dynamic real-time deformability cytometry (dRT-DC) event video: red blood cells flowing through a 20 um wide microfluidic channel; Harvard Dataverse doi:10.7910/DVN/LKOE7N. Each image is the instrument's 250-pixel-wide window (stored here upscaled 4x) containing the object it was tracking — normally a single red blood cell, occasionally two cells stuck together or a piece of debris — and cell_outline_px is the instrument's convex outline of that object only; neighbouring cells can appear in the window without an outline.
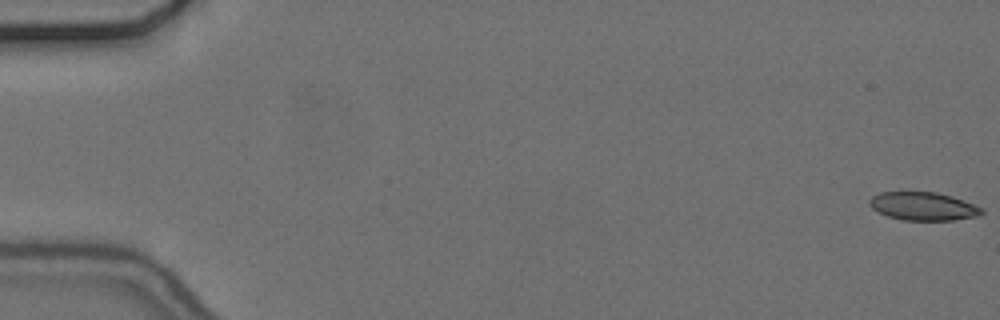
{"species": "common noctule bat (a hibernating species)", "species_latin": "Nyctalus noctula", "temperature_condition": "cold", "stored_images_in_passage": 56, "camera_frame_rate_fps": 3000, "um_per_image_px": 0.085, "animal": {"sex": "female", "body_mass_g": 24.6, "forearm_length_mm": 56.2}, "frame": {"image": 1, "passage_image": 1, "time_ms": 0.0, "image_size_px": [1000, 320], "cell_outline_px": [[984, 212], [980, 216], [952, 220], [904, 220], [888, 216], [872, 208], [868, 204], [868, 200], [872, 196], [880, 192], [936, 192], [952, 196], [964, 200], [984, 208]], "centroid_in_image_um": [78.5, 17.53], "position_along_channel_um": 6.5, "area_um2": 18.55}}
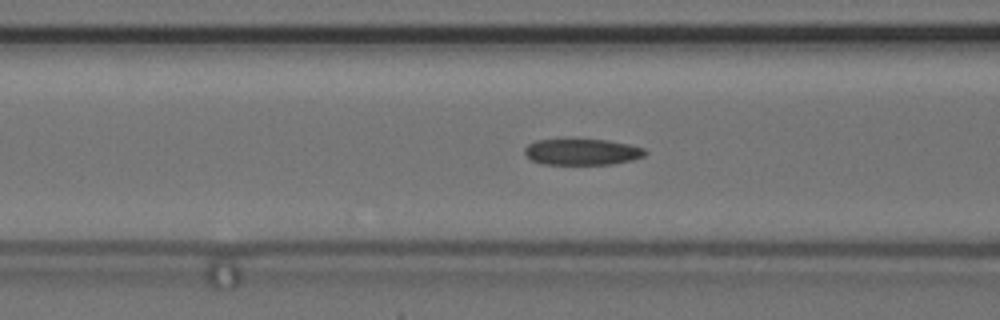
{"frame": {"image": 2, "passage_image": 23, "time_ms": 7.333, "image_size_px": [1000, 320], "cell_outline_px": [[648, 152], [644, 156], [632, 160], [612, 164], [540, 164], [532, 160], [524, 152], [524, 148], [528, 144], [536, 140], [608, 140], [628, 144], [644, 148]], "centroid_in_image_um": [49.49, 12.92], "position_along_channel_um": 117.1, "area_um2": 18.26}}
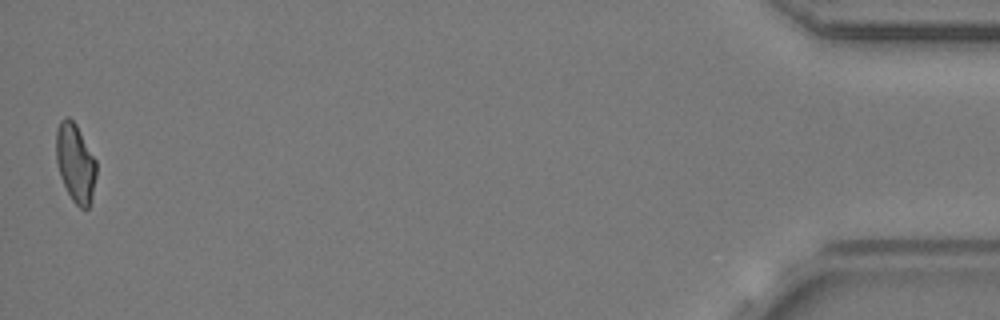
{"frame": {"image": 3, "passage_image": 56, "time_ms": 18.333, "image_size_px": [1000, 320], "cell_outline_px": [[96, 176], [92, 196], [88, 208], [80, 208], [72, 200], [60, 176], [56, 160], [56, 128], [60, 120], [64, 116], [68, 116], [76, 124], [96, 160]], "centroid_in_image_um": [6.4, 13.81], "position_along_channel_um": 428.8, "area_um2": 18.38}, "authors_computed_cell_mechanics": {"area_um2": 18.9584, "velocity_mm_per_s": 3.6857, "shape_relaxation_time_tau1_ms": null, "shape_relaxation_time_tau2_ms": 2.8218, "deformation_change_tau1": null, "deformation_change_tau2": 0.1134}}